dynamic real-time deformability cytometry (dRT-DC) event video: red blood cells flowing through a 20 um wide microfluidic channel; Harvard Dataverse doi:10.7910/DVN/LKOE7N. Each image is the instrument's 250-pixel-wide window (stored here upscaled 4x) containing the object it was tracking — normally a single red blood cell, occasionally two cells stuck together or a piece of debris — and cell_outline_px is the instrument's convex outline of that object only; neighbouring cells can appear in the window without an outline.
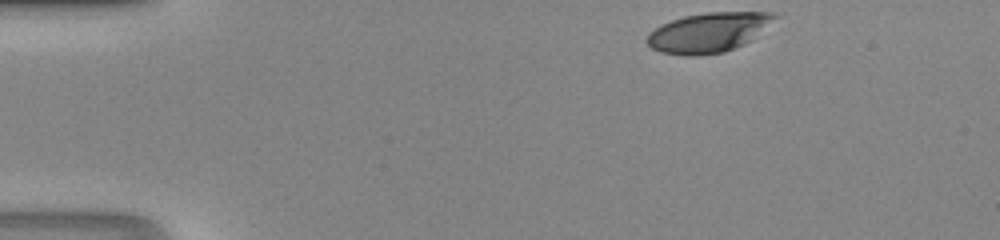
{"species": "human", "species_latin": "Homo sapiens", "temperature_condition": "room temperature", "stored_images_in_passage": 34, "camera_frame_rate_fps": 3000, "um_per_image_px": 0.085, "donor": {"sex": "male"}, "frame": {"image": 1, "passage_image": 1, "time_ms": 0.0, "image_size_px": [1000, 240], "cell_outline_px": [[780, 16], [744, 44], [724, 52], [700, 56], [684, 56], [660, 52], [652, 48], [644, 40], [648, 32], [660, 24], [684, 16], [708, 12], [772, 12]], "centroid_in_image_um": [60.16, 2.76], "position_along_channel_um": 24.8, "area_um2": 29.65}}
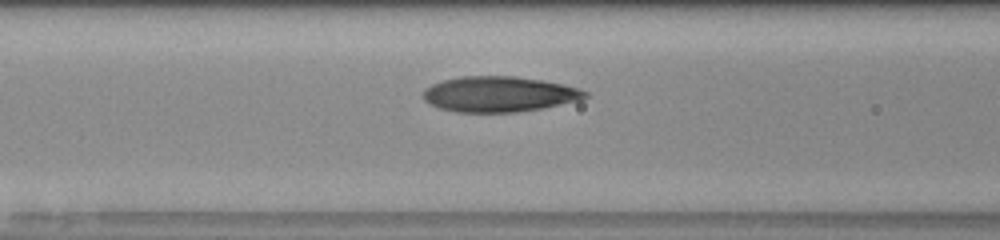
{"frame": {"image": 2, "passage_image": 14, "time_ms": 4.333, "image_size_px": [1000, 240], "cell_outline_px": [[588, 96], [580, 100], [540, 108], [516, 112], [456, 112], [440, 108], [424, 100], [424, 88], [432, 84], [444, 80], [460, 76], [516, 76], [544, 80], [564, 84], [580, 88], [588, 92]], "centroid_in_image_um": [42.45, 7.99], "position_along_channel_um": 124.2, "area_um2": 33.47}}
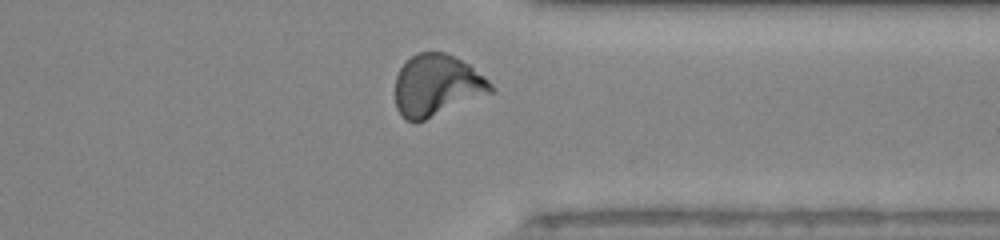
{"frame": {"image": 3, "passage_image": 31, "time_ms": 10.0, "image_size_px": [1000, 240], "cell_outline_px": [[496, 92], [416, 124], [412, 124], [404, 120], [396, 108], [396, 76], [400, 68], [416, 52], [444, 52], [468, 64], [484, 76], [496, 88]], "centroid_in_image_um": [37.15, 7.31], "position_along_channel_um": 374.3, "area_um2": 34.85}}